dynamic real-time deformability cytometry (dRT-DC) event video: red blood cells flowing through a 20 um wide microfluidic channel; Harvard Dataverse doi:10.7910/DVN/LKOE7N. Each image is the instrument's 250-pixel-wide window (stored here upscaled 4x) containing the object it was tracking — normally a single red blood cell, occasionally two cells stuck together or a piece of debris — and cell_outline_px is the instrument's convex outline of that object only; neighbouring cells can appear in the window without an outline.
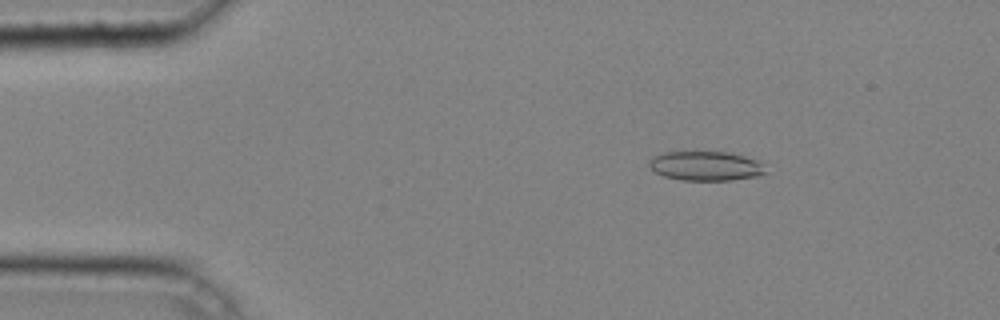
{"species": "common noctule bat (a hibernating species)", "species_latin": "Nyctalus noctula", "temperature_condition": "cold", "stored_images_in_passage": 44, "camera_frame_rate_fps": 3000, "um_per_image_px": 0.085, "animal": {"sex": "male", "body_mass_g": 20.4}, "frame": {"image": 1, "passage_image": 7, "time_ms": 2.0, "image_size_px": [1000, 320], "cell_outline_px": [[764, 172], [760, 176], [732, 180], [680, 180], [664, 176], [656, 172], [648, 164], [648, 160], [652, 156], [664, 152], [728, 152], [744, 156], [756, 160], [760, 164]], "centroid_in_image_um": [59.93, 14.11], "position_along_channel_um": 25.1, "area_um2": 19.77}}
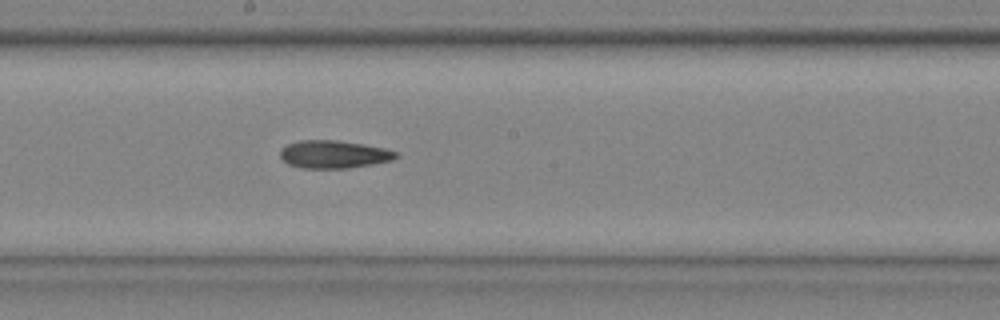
{"frame": {"image": 2, "passage_image": 25, "time_ms": 8.0, "image_size_px": [1000, 320], "cell_outline_px": [[400, 156], [392, 160], [372, 164], [348, 168], [300, 168], [288, 164], [280, 156], [280, 148], [288, 144], [300, 140], [336, 140], [364, 144], [384, 148], [400, 152]], "centroid_in_image_um": [28.39, 13.11], "position_along_channel_um": 219.8, "area_um2": 18.9}}
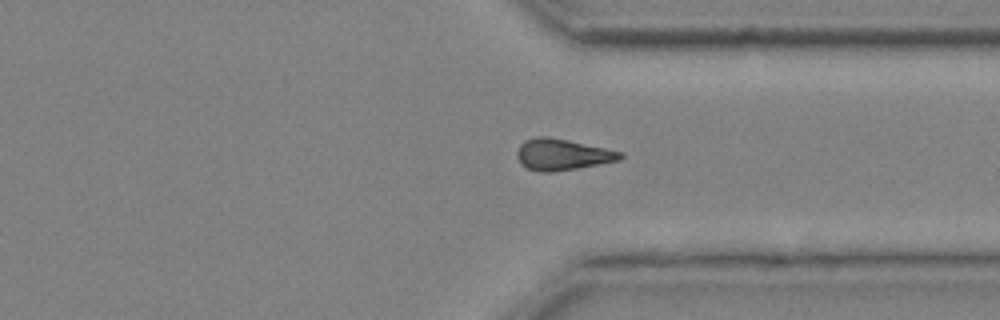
{"frame": {"image": 3, "passage_image": 35, "time_ms": 11.333, "image_size_px": [1000, 320], "cell_outline_px": [[624, 156], [620, 160], [576, 168], [552, 172], [540, 172], [528, 168], [516, 156], [516, 152], [520, 144], [524, 140], [536, 136], [548, 136], [568, 140], [624, 152]], "centroid_in_image_um": [47.8, 13.12], "position_along_channel_um": 363.6, "area_um2": 18.73}, "authors_computed_cell_mechanics": {"area_um2": 18.9584, "velocity_mm_per_s": 4.2917, "shape_relaxation_time_tau1_ms": 7.4034, "shape_relaxation_time_tau2_ms": 9.7361, "deformation_change_tau1": 0.1589, "deformation_change_tau2": 0.2185}}